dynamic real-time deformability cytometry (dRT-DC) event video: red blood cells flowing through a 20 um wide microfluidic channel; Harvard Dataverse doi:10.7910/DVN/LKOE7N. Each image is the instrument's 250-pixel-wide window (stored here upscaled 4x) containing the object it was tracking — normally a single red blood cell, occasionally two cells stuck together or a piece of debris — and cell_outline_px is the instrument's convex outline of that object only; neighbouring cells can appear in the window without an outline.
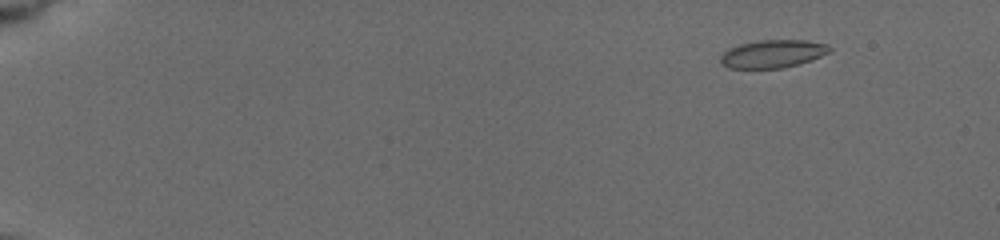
{"species": "common noctule bat (a hibernating species)", "species_latin": "Nyctalus noctula", "temperature_condition": "cold", "stored_images_in_passage": 35, "camera_frame_rate_fps": 3000, "um_per_image_px": 0.085, "animal": {"sex": "female", "body_mass_g": 19.5, "forearm_length_mm": 54.1}, "frame": {"image": 1, "passage_image": 6, "time_ms": 2.333, "image_size_px": [1000, 240], "cell_outline_px": [[832, 52], [812, 60], [780, 68], [728, 68], [720, 64], [720, 56], [728, 48], [740, 44], [760, 40], [808, 40], [828, 44], [832, 48]], "centroid_in_image_um": [65.7, 4.57], "position_along_channel_um": 19.3, "area_um2": 17.92}}
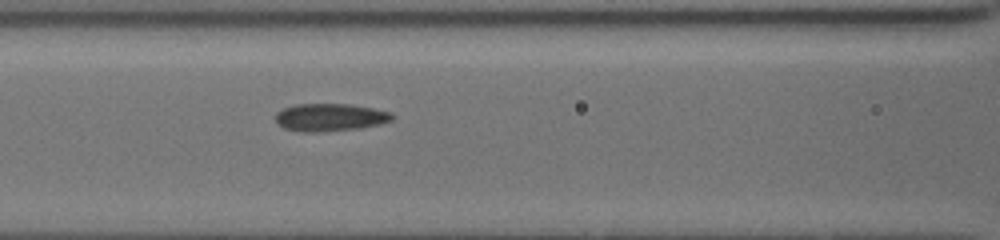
{"frame": {"image": 2, "passage_image": 27, "time_ms": 9.333, "image_size_px": [1000, 240], "cell_outline_px": [[392, 120], [380, 124], [360, 128], [316, 132], [304, 132], [284, 128], [276, 120], [276, 112], [284, 108], [296, 104], [348, 104], [372, 108], [392, 112]], "centroid_in_image_um": [28.06, 9.97], "position_along_channel_um": 138.5, "area_um2": 18.61}}
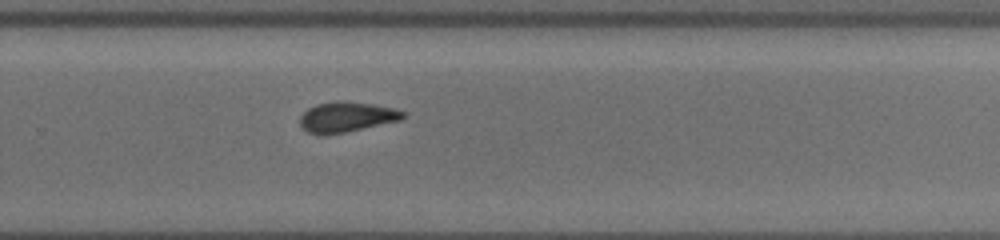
{"frame": {"image": 3, "passage_image": 35, "time_ms": 13.667, "image_size_px": [1000, 240], "cell_outline_px": [[408, 116], [400, 120], [344, 132], [308, 132], [300, 124], [300, 116], [308, 108], [316, 104], [336, 100], [340, 100], [372, 104], [392, 108], [408, 112]], "centroid_in_image_um": [29.52, 9.89], "position_along_channel_um": 300.3, "area_um2": 17.69}}